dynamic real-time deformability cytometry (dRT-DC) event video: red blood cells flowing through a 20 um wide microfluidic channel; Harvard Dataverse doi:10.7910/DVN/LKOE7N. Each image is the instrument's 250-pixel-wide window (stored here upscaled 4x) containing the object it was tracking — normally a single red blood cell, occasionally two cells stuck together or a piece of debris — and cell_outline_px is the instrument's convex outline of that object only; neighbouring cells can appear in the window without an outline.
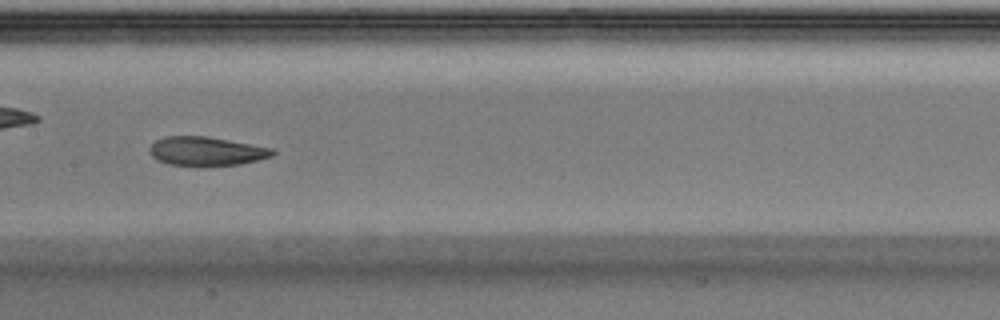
{"species": "Egyptian fruit bat (a non-hibernating species)", "species_latin": "Rousettus aegyptiacus", "temperature_condition": "warm", "stored_images_in_passage": 32, "camera_frame_rate_fps": 3000, "um_per_image_px": 0.085, "animal": {"sex": "male"}, "frame": {"image": 1, "passage_image": 14, "time_ms": 4.333, "image_size_px": [1000, 320], "cell_outline_px": [[276, 152], [272, 156], [240, 164], [168, 164], [152, 156], [148, 152], [148, 148], [156, 140], [164, 136], [208, 136], [276, 148]], "centroid_in_image_um": [17.57, 12.81], "position_along_channel_um": 189.8, "area_um2": 20.4}}
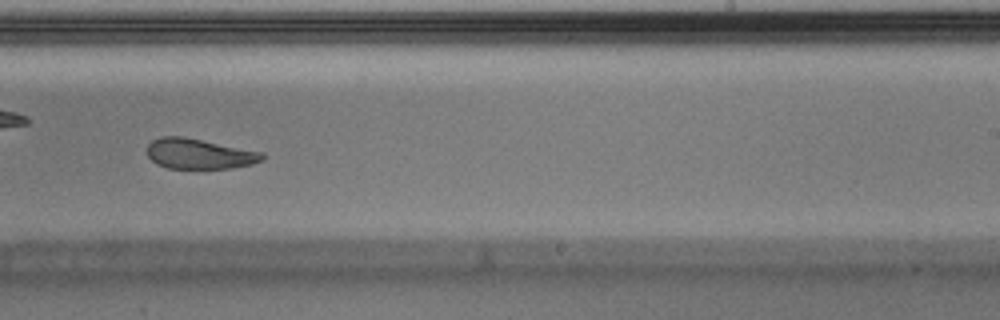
{"frame": {"image": 2, "passage_image": 19, "time_ms": 6.0, "image_size_px": [1000, 320], "cell_outline_px": [[264, 160], [252, 164], [232, 168], [168, 168], [156, 164], [148, 156], [148, 144], [152, 140], [164, 136], [184, 136], [264, 152]], "centroid_in_image_um": [16.96, 13.07], "position_along_channel_um": 272.0, "area_um2": 20.4}}